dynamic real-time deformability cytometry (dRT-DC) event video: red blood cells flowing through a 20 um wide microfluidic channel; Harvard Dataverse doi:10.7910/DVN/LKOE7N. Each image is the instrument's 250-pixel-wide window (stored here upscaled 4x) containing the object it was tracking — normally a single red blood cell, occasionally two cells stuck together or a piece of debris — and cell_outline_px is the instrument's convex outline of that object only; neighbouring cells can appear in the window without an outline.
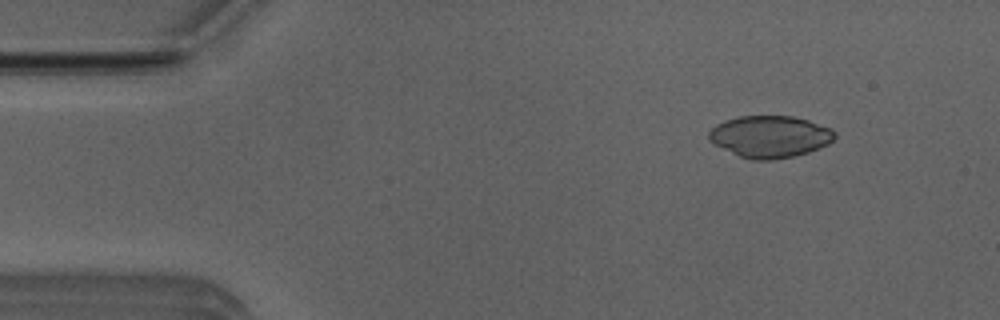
{"species": "Egyptian fruit bat (a non-hibernating species)", "species_latin": "Rousettus aegyptiacus", "temperature_condition": "room temperature", "stored_images_in_passage": 50, "camera_frame_rate_fps": 3000, "um_per_image_px": 0.085, "animal": {"sex": "male"}, "frame": {"image": 1, "passage_image": 6, "time_ms": 1.667, "image_size_px": [1000, 320], "cell_outline_px": [[836, 136], [828, 144], [808, 152], [792, 156], [772, 160], [752, 160], [740, 156], [708, 140], [708, 132], [716, 124], [724, 120], [740, 116], [792, 116], [808, 120], [832, 128], [836, 132]], "centroid_in_image_um": [65.46, 11.6], "position_along_channel_um": 19.5, "area_um2": 30.58}}
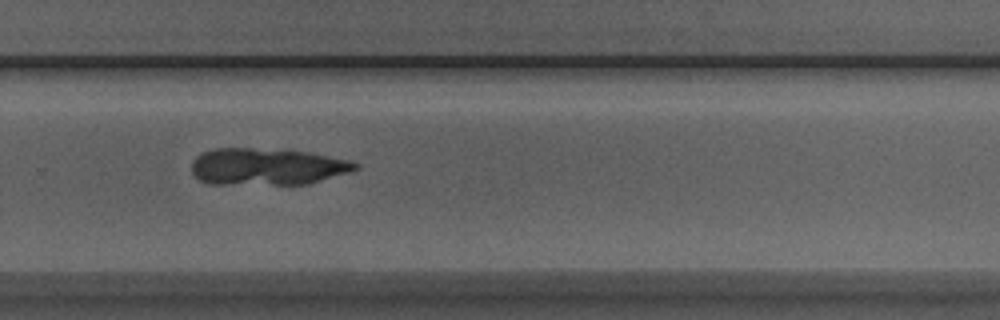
{"frame": {"image": 2, "passage_image": 34, "time_ms": 11.0, "image_size_px": [1000, 320], "cell_outline_px": [[360, 168], [348, 172], [308, 184], [208, 184], [200, 180], [192, 172], [192, 160], [196, 156], [212, 148], [248, 148], [308, 152], [348, 160], [360, 164]], "centroid_in_image_um": [22.67, 14.17], "position_along_channel_um": 307.1, "area_um2": 35.03}}
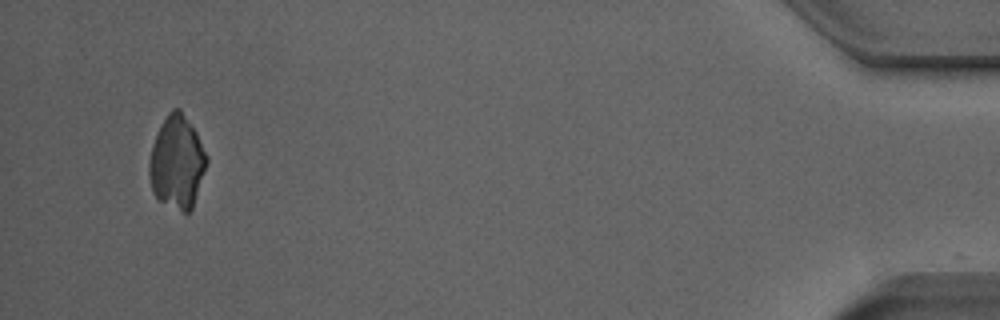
{"frame": {"image": 3, "passage_image": 49, "time_ms": 16.0, "image_size_px": [1000, 320], "cell_outline_px": [[208, 160], [192, 208], [188, 212], [184, 212], [160, 200], [152, 192], [148, 176], [148, 160], [152, 144], [160, 124], [168, 112], [172, 108], [180, 108], [196, 132], [208, 156]], "centroid_in_image_um": [15.02, 13.75], "position_along_channel_um": 420.2, "area_um2": 31.1}}